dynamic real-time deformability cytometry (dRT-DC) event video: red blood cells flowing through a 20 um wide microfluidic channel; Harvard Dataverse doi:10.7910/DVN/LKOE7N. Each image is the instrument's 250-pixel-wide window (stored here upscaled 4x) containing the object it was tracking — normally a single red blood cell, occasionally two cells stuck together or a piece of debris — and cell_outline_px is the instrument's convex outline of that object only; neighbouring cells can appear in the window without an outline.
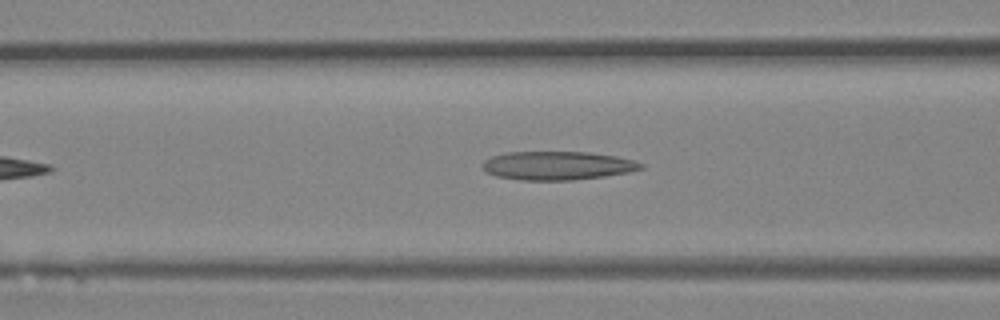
{"species": "Egyptian fruit bat (a non-hibernating species)", "species_latin": "Rousettus aegyptiacus", "temperature_condition": "room temperature", "stored_images_in_passage": 27, "camera_frame_rate_fps": 3000, "um_per_image_px": 0.085, "animal": {"sex": "female"}, "frame": {"image": 1, "passage_image": 8, "time_ms": 2.333, "image_size_px": [1000, 320], "cell_outline_px": [[644, 168], [628, 172], [604, 176], [572, 180], [520, 180], [496, 176], [484, 172], [484, 160], [492, 156], [504, 152], [588, 152], [616, 156], [632, 160], [644, 164]], "centroid_in_image_um": [47.36, 14.07], "position_along_channel_um": 119.2, "area_um2": 26.36}}
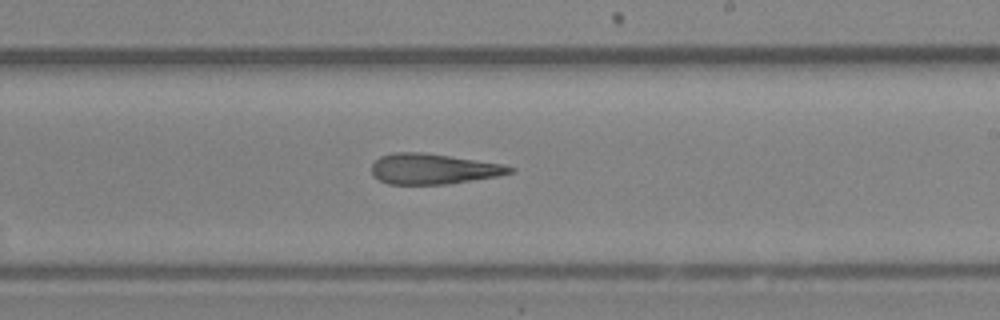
{"frame": {"image": 2, "passage_image": 16, "time_ms": 5.0, "image_size_px": [1000, 320], "cell_outline_px": [[516, 172], [496, 176], [448, 184], [388, 184], [372, 176], [372, 164], [380, 156], [392, 152], [424, 152], [504, 164], [516, 168]], "centroid_in_image_um": [36.83, 14.35], "position_along_channel_um": 252.2, "area_um2": 24.68}}
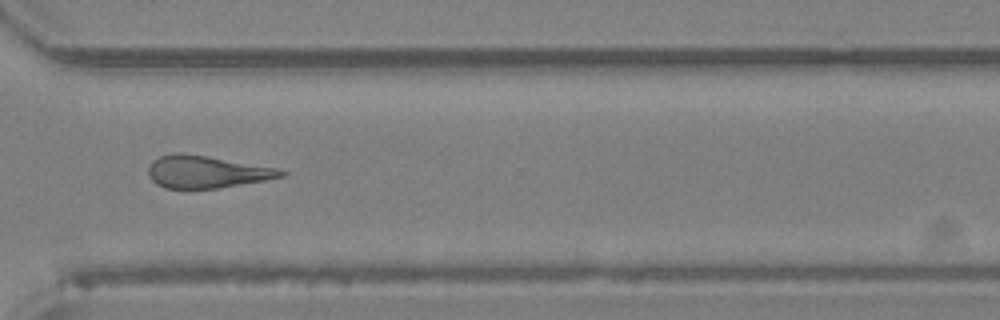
{"frame": {"image": 3, "passage_image": 22, "time_ms": 7.0, "image_size_px": [1000, 320], "cell_outline_px": [[288, 172], [284, 176], [264, 180], [216, 188], [164, 188], [156, 184], [148, 176], [148, 168], [152, 160], [160, 156], [176, 152], [180, 152], [276, 168]], "centroid_in_image_um": [17.49, 14.6], "position_along_channel_um": 353.1, "area_um2": 24.57}}